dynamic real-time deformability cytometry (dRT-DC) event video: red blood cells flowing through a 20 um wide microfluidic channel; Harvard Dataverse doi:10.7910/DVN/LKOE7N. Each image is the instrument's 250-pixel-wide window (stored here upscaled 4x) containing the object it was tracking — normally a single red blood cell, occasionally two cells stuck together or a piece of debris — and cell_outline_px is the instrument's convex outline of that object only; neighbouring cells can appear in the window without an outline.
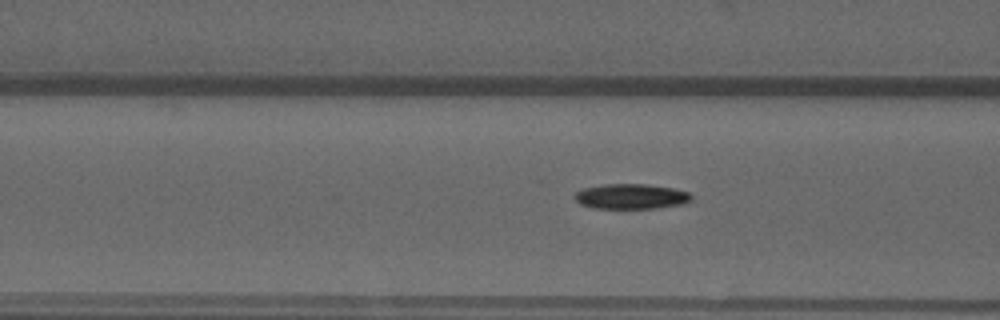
{"species": "common noctule bat (a hibernating species)", "species_latin": "Nyctalus noctula", "temperature_condition": "warm", "stored_images_in_passage": 33, "camera_frame_rate_fps": 3000, "um_per_image_px": 0.085, "animal": {"sex": "male", "forearm_length_mm": 52.5}, "frame": {"image": 1, "passage_image": 5, "time_ms": 1.333, "image_size_px": [1000, 320], "cell_outline_px": [[692, 200], [684, 204], [656, 208], [592, 208], [580, 204], [572, 196], [576, 192], [584, 188], [604, 184], [648, 184], [672, 188], [688, 192], [692, 196]], "centroid_in_image_um": [53.63, 16.7], "position_along_channel_um": 113.0, "area_um2": 17.17}}
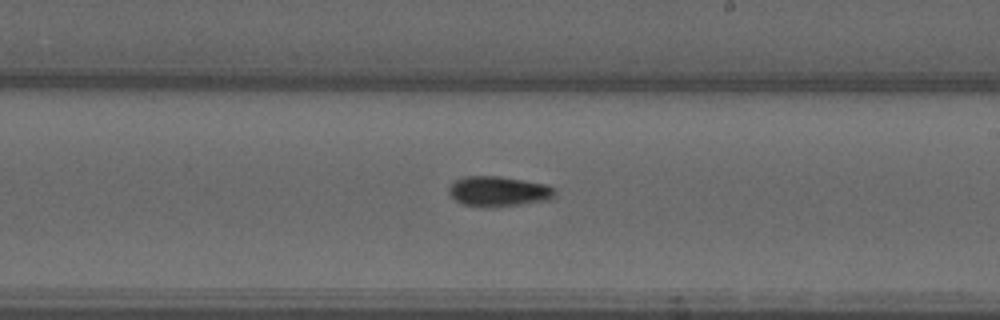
{"frame": {"image": 2, "passage_image": 16, "time_ms": 5.0, "image_size_px": [1000, 320], "cell_outline_px": [[556, 196], [552, 200], [492, 208], [464, 204], [456, 200], [448, 192], [448, 188], [456, 180], [464, 176], [500, 176], [548, 184], [556, 188]], "centroid_in_image_um": [42.45, 16.27], "position_along_channel_um": 246.5, "area_um2": 18.96}}
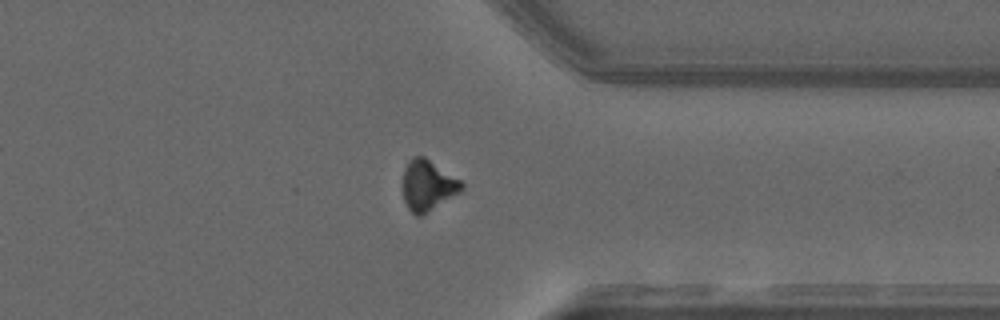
{"frame": {"image": 3, "passage_image": 27, "time_ms": 8.667, "image_size_px": [1000, 320], "cell_outline_px": [[464, 188], [460, 192], [420, 216], [416, 216], [408, 208], [404, 200], [404, 168], [408, 160], [416, 156], [424, 156], [460, 180], [464, 184]], "centroid_in_image_um": [36.36, 15.75], "position_along_channel_um": 375.0, "area_um2": 16.99}, "authors_computed_cell_mechanics": {"area_um2": 17.7446, "velocity_mm_per_s": 3.6506, "shape_relaxation_time_tau1_ms": 7.7216, "shape_relaxation_time_tau2_ms": null, "deformation_change_tau1": 0.2016, "deformation_change_tau2": null}}